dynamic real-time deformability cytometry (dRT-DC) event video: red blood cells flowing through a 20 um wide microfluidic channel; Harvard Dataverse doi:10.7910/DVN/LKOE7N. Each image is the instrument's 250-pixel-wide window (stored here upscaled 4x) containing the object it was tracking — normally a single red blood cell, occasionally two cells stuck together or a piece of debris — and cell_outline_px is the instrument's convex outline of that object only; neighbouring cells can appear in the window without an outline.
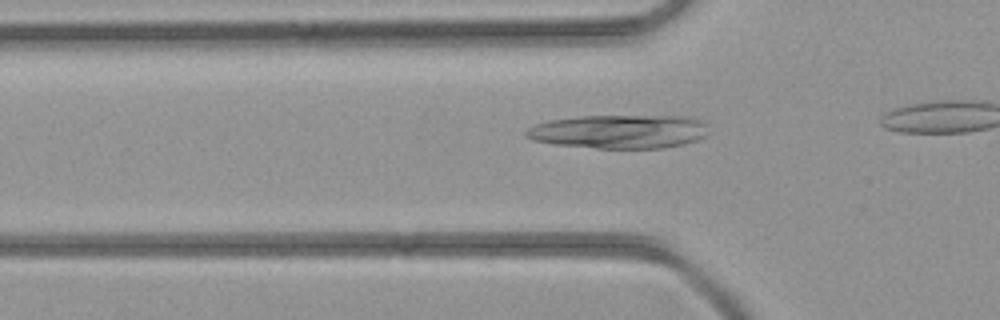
{"species": "common noctule bat (a hibernating species)", "species_latin": "Nyctalus noctula", "temperature_condition": "room temperature", "stored_images_in_passage": 11, "camera_frame_rate_fps": 3000, "um_per_image_px": 0.085, "animal": {"sex": "female", "body_mass_g": 21.9}, "frame": {"image": 1, "passage_image": 7, "time_ms": 2.0, "image_size_px": [1000, 320], "cell_outline_px": [[708, 136], [684, 144], [664, 148], [596, 148], [556, 144], [532, 140], [524, 136], [524, 132], [528, 128], [536, 124], [548, 120], [576, 116], [692, 116], [700, 120], [704, 124]], "centroid_in_image_um": [52.62, 11.18], "position_along_channel_um": 73.2, "area_um2": 36.07}}
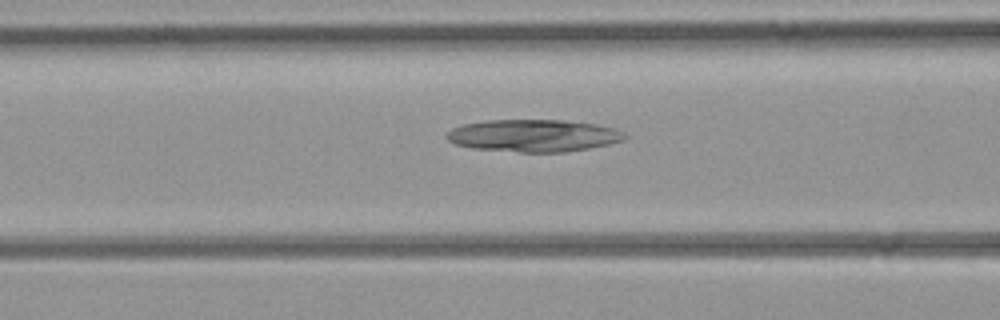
{"frame": {"image": 2, "passage_image": 10, "time_ms": 3.0, "image_size_px": [1000, 320], "cell_outline_px": [[628, 136], [624, 140], [608, 144], [588, 148], [564, 152], [520, 152], [472, 148], [456, 144], [448, 140], [444, 136], [452, 128], [464, 124], [488, 120], [560, 120], [596, 124], [612, 128], [624, 132]], "centroid_in_image_um": [45.34, 11.53], "position_along_channel_um": 121.3, "area_um2": 33.35}}